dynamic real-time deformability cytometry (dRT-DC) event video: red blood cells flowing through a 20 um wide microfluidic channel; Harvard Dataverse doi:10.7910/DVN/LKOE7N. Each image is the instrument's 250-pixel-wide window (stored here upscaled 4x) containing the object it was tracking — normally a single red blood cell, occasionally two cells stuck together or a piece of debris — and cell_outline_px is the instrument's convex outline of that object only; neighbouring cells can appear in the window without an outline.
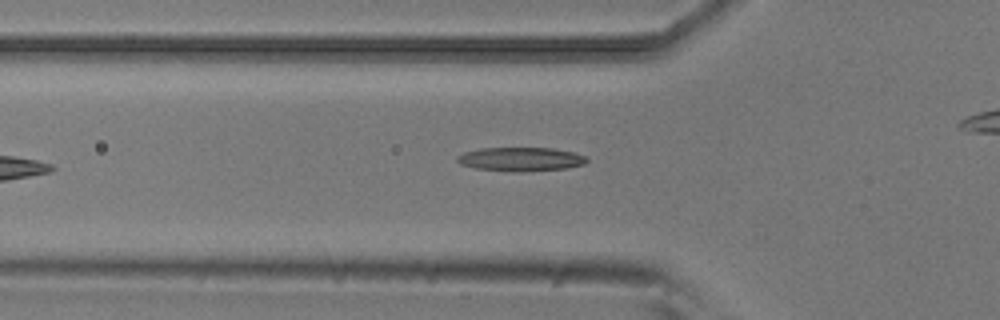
{"species": "common noctule bat (a hibernating species)", "species_latin": "Nyctalus noctula", "temperature_condition": "room temperature", "stored_images_in_passage": 23, "camera_frame_rate_fps": 3000, "um_per_image_px": 0.085, "animal": {"sex": "male", "body_mass_g": 20.5, "forearm_length_mm": 52.5}, "frame": {"image": 1, "passage_image": 3, "time_ms": 0.667, "image_size_px": [1000, 320], "cell_outline_px": [[588, 160], [584, 164], [564, 168], [512, 172], [476, 168], [460, 164], [456, 160], [456, 156], [464, 152], [480, 148], [552, 148], [572, 152], [584, 156]], "centroid_in_image_um": [44.2, 13.52], "position_along_channel_um": 81.6, "area_um2": 17.8}}
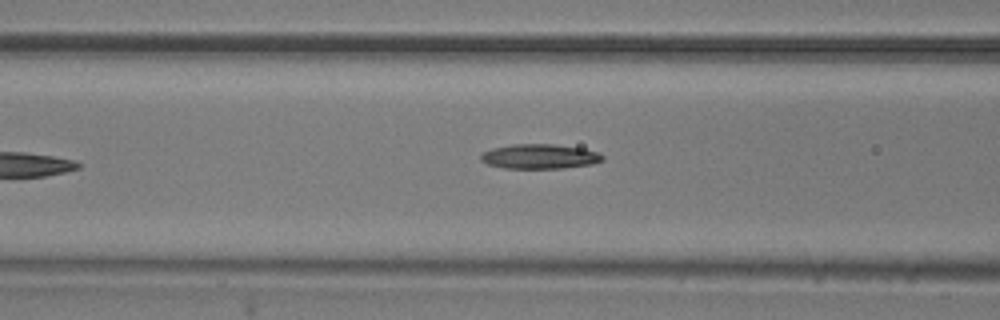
{"frame": {"image": 2, "passage_image": 6, "time_ms": 1.667, "image_size_px": [1000, 320], "cell_outline_px": [[604, 160], [592, 164], [564, 168], [504, 168], [488, 164], [480, 160], [480, 156], [484, 152], [492, 148], [512, 144], [552, 144], [584, 148], [596, 152], [604, 156]], "centroid_in_image_um": [45.88, 13.3], "position_along_channel_um": 120.7, "area_um2": 17.51}}
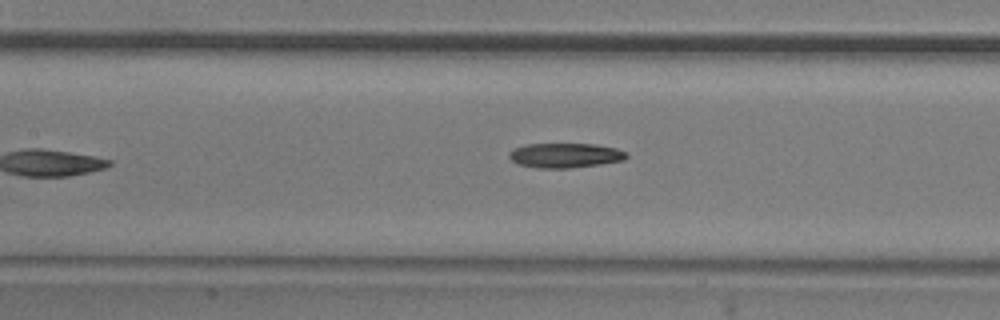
{"frame": {"image": 3, "passage_image": 9, "time_ms": 2.667, "image_size_px": [1000, 320], "cell_outline_px": [[628, 156], [624, 160], [600, 164], [568, 168], [540, 168], [516, 164], [508, 156], [508, 152], [512, 148], [528, 144], [596, 144], [616, 148], [628, 152]], "centroid_in_image_um": [48.03, 13.2], "position_along_channel_um": 159.4, "area_um2": 16.99}}